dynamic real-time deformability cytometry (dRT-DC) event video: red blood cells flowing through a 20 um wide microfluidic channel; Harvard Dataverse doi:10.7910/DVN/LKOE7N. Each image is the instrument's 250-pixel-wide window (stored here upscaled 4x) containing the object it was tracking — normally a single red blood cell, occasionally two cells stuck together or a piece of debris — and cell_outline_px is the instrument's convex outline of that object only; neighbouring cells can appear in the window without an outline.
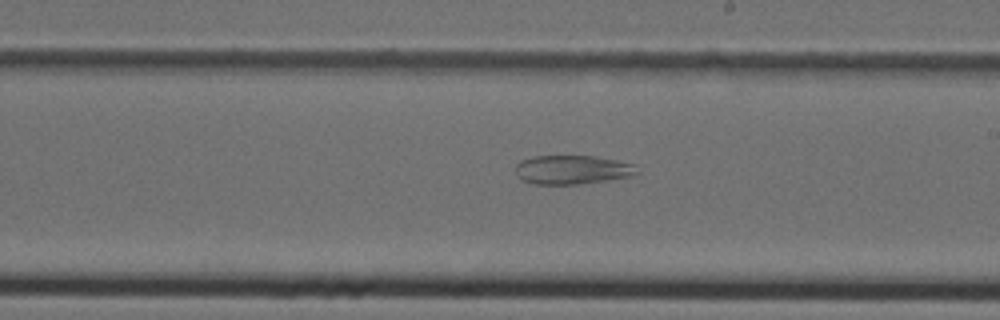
{"species": "Egyptian fruit bat (a non-hibernating species)", "species_latin": "Rousettus aegyptiacus", "temperature_condition": "cold", "stored_images_in_passage": 37, "camera_frame_rate_fps": 3000, "um_per_image_px": 0.085, "animal": {"sex": "female"}, "frame": {"image": 1, "passage_image": 18, "time_ms": 5.667, "image_size_px": [1000, 320], "cell_outline_px": [[640, 172], [632, 176], [580, 184], [536, 184], [520, 180], [516, 176], [516, 164], [520, 160], [532, 156], [596, 156], [636, 164]], "centroid_in_image_um": [48.64, 14.42], "position_along_channel_um": 240.4, "area_um2": 20.75}}
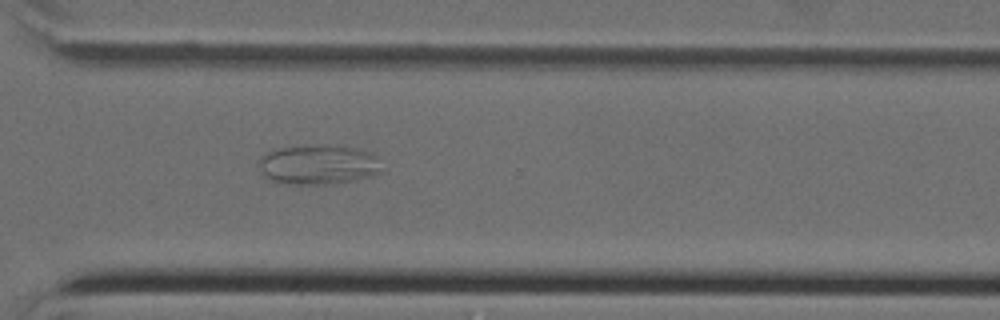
{"frame": {"image": 2, "passage_image": 25, "time_ms": 8.0, "image_size_px": [1000, 320], "cell_outline_px": [[388, 168], [384, 172], [376, 176], [336, 184], [280, 184], [268, 180], [260, 172], [260, 156], [264, 152], [280, 148], [356, 148], [368, 152]], "centroid_in_image_um": [27.1, 14.08], "position_along_channel_um": 343.5, "area_um2": 28.21}}
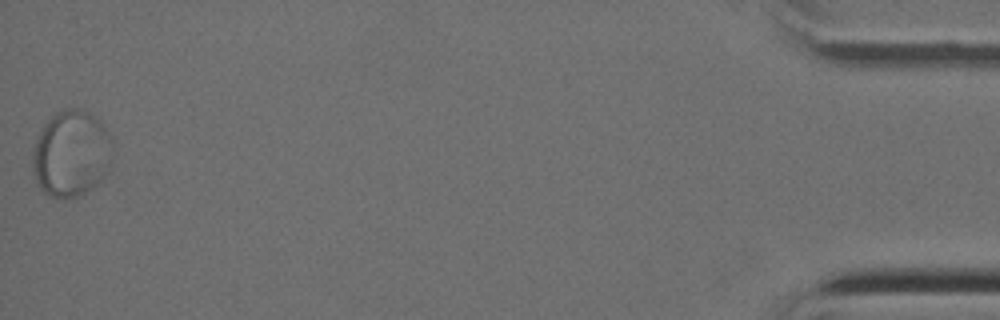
{"frame": {"image": 3, "passage_image": 37, "time_ms": 12.0, "image_size_px": [1000, 320], "cell_outline_px": [[112, 164], [108, 172], [92, 188], [76, 196], [52, 196], [44, 192], [36, 184], [32, 172], [32, 152], [36, 140], [44, 124], [56, 112], [64, 108], [76, 108], [88, 112], [100, 120], [112, 156]], "centroid_in_image_um": [6.0, 13.06], "position_along_channel_um": 429.2, "area_um2": 39.71}}